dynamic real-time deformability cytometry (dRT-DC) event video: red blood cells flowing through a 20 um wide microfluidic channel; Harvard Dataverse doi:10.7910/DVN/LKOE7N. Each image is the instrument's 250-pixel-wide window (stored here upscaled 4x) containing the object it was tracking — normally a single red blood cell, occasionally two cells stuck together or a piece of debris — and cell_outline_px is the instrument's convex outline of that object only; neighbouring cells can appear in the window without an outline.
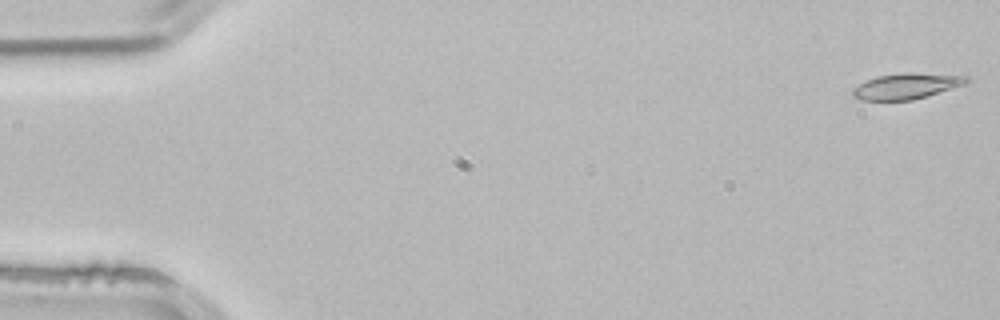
{"species": "common noctule bat (a hibernating species)", "species_latin": "Nyctalus noctula", "temperature_condition": "room temperature", "stored_images_in_passage": 4, "camera_frame_rate_fps": 3000, "um_per_image_px": 0.085, "animal": {"sex": "male", "body_mass_g": 21.5, "forearm_length_mm": 52.0}, "frame": {"image": 1, "passage_image": 1, "time_ms": 0.0, "image_size_px": [1000, 320], "cell_outline_px": [[972, 80], [968, 84], [912, 100], [860, 100], [852, 96], [852, 88], [876, 76], [904, 72], [908, 72], [968, 76]], "centroid_in_image_um": [77.09, 7.31], "position_along_channel_um": 7.9, "area_um2": 17.22}}
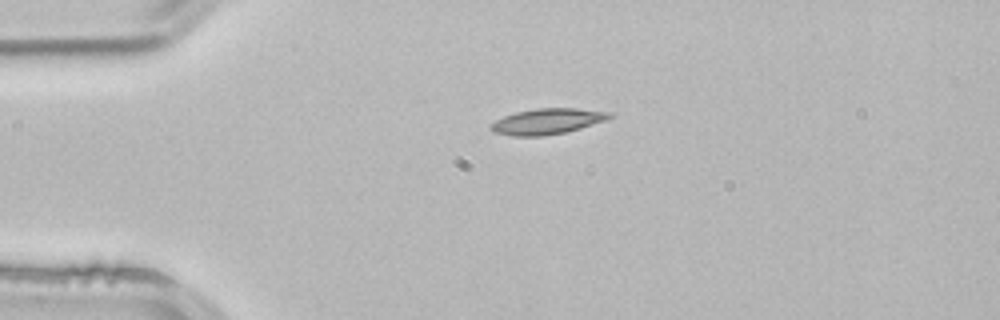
{"frame": {"image": 2, "passage_image": 3, "time_ms": 0.667, "image_size_px": [1000, 320], "cell_outline_px": [[612, 116], [608, 120], [580, 128], [564, 132], [544, 136], [512, 136], [496, 132], [488, 128], [496, 120], [504, 116], [516, 112], [536, 108], [576, 108], [612, 112]], "centroid_in_image_um": [46.55, 10.31], "position_along_channel_um": 38.5, "area_um2": 17.74}}
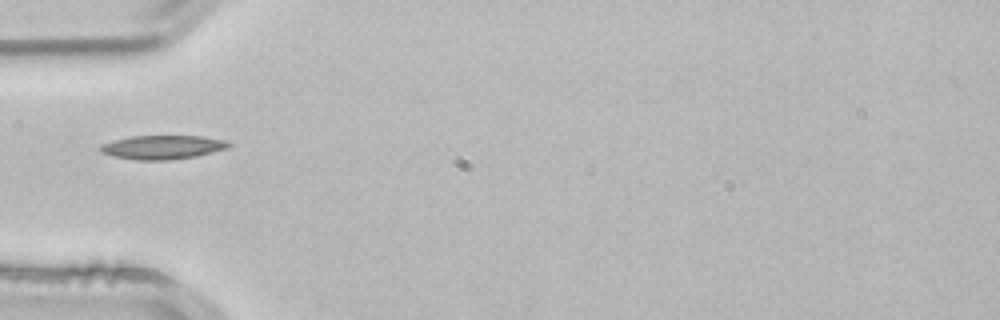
{"frame": {"image": 3, "passage_image": 4, "time_ms": 1.0, "image_size_px": [1000, 320], "cell_outline_px": [[232, 144], [228, 148], [196, 156], [168, 160], [136, 160], [112, 156], [100, 152], [96, 148], [100, 144], [112, 140], [128, 136], [200, 136], [228, 140]], "centroid_in_image_um": [13.76, 12.51], "position_along_channel_um": 71.2, "area_um2": 18.15}}